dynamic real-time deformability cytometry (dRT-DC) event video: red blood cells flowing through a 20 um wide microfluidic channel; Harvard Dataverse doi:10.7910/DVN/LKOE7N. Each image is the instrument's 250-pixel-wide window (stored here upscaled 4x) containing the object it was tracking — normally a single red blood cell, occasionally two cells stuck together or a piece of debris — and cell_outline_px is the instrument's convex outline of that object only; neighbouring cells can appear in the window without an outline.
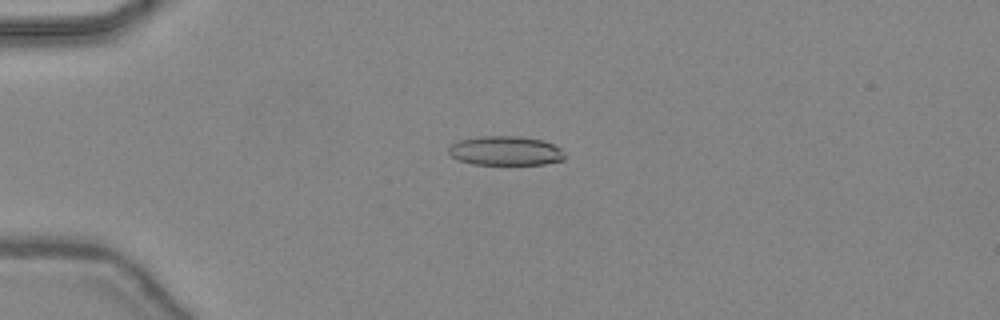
{"species": "common noctule bat (a hibernating species)", "species_latin": "Nyctalus noctula", "temperature_condition": "warm", "stored_images_in_passage": 39, "camera_frame_rate_fps": 3000, "um_per_image_px": 0.085, "animal": {"sex": "female", "body_mass_g": 24.6, "forearm_length_mm": 56.2}, "frame": {"image": 1, "passage_image": 5, "time_ms": 1.333, "image_size_px": [1000, 320], "cell_outline_px": [[564, 160], [544, 164], [472, 164], [460, 160], [452, 156], [448, 152], [448, 148], [452, 144], [460, 140], [480, 136], [520, 136], [544, 140], [560, 148], [564, 156]], "centroid_in_image_um": [42.97, 12.81], "position_along_channel_um": 42.0, "area_um2": 19.71}}
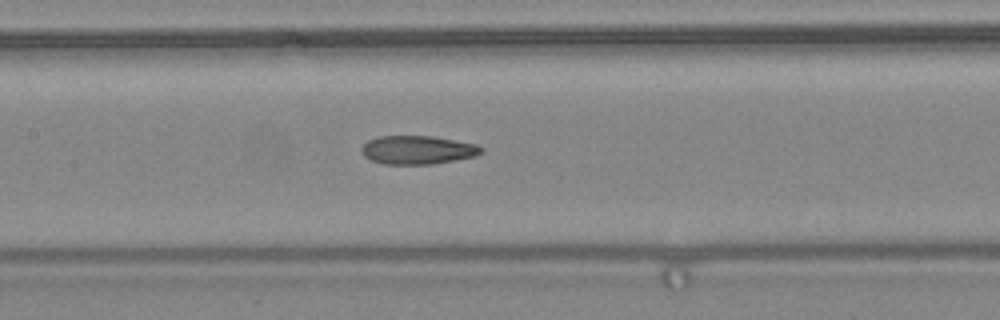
{"frame": {"image": 2, "passage_image": 16, "time_ms": 5.0, "image_size_px": [1000, 320], "cell_outline_px": [[484, 148], [476, 156], [456, 160], [432, 164], [384, 164], [372, 160], [364, 156], [360, 148], [368, 140], [380, 136], [432, 136], [476, 144]], "centroid_in_image_um": [35.49, 12.74], "position_along_channel_um": 171.9, "area_um2": 19.83}}
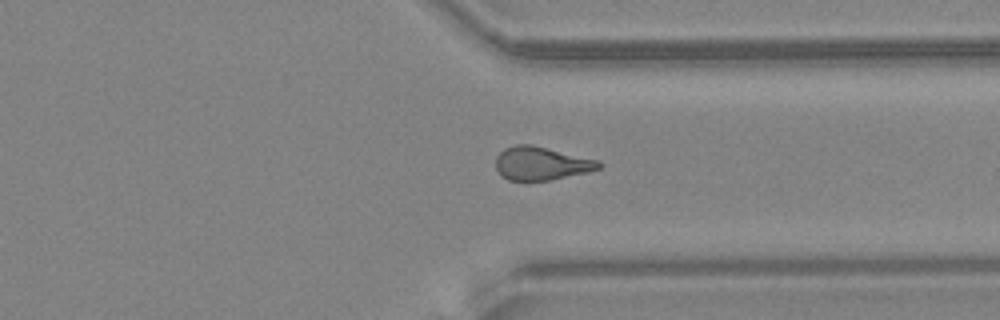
{"frame": {"image": 3, "passage_image": 29, "time_ms": 9.333, "image_size_px": [1000, 320], "cell_outline_px": [[604, 164], [600, 168], [588, 172], [548, 180], [508, 180], [500, 176], [496, 168], [496, 156], [504, 148], [516, 144], [532, 144], [600, 160]], "centroid_in_image_um": [46.02, 13.88], "position_along_channel_um": 365.4, "area_um2": 20.23}, "authors_computed_cell_mechanics": {"area_um2": 20.23, "velocity_mm_per_s": 4.4757, "shape_relaxation_time_tau1_ms": null, "shape_relaxation_time_tau2_ms": 2.6252, "deformation_change_tau1": null, "deformation_change_tau2": 0.1169}}